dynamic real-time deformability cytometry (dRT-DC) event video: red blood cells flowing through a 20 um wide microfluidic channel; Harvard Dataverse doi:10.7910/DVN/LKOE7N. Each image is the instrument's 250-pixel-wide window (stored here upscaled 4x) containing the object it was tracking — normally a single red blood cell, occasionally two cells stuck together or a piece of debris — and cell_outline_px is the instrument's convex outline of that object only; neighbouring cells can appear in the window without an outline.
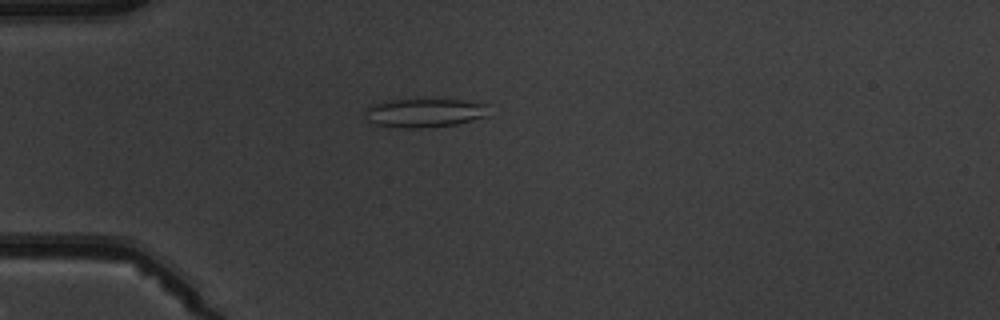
{"species": "common noctule bat (a hibernating species)", "species_latin": "Nyctalus noctula", "temperature_condition": "warm", "stored_images_in_passage": 4, "camera_frame_rate_fps": 3000, "um_per_image_px": 0.085, "animal": {"sex": "male", "body_mass_g": 19.5, "forearm_length_mm": 54.6}, "frame": {"image": 1, "passage_image": 3, "time_ms": 2.667, "image_size_px": [1000, 320], "cell_outline_px": [[488, 116], [456, 124], [420, 128], [404, 128], [376, 124], [368, 120], [364, 112], [372, 104], [384, 100], [420, 96], [460, 100], [488, 104]], "centroid_in_image_um": [36.08, 9.53], "position_along_channel_um": 48.9, "area_um2": 21.68}}